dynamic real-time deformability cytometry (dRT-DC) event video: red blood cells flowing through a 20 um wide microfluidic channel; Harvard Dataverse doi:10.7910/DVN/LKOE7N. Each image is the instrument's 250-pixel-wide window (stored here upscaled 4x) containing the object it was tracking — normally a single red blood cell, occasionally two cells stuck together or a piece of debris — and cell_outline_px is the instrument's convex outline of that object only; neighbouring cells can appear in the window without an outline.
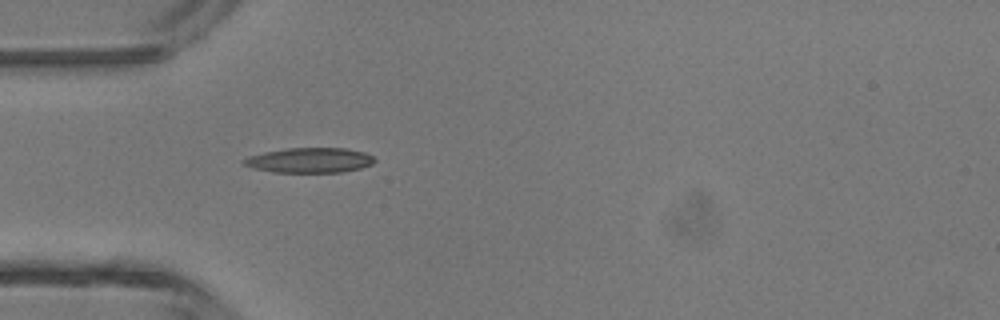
{"species": "common noctule bat (a hibernating species)", "species_latin": "Nyctalus noctula", "temperature_condition": "room temperature", "stored_images_in_passage": 1, "camera_frame_rate_fps": 3000, "um_per_image_px": 0.085, "animal": {"sex": "male", "body_mass_g": 13.3}, "frame": {"image": 1, "passage_image": 1, "time_ms": 0.0, "image_size_px": [1000, 320], "cell_outline_px": [[376, 160], [372, 164], [360, 168], [344, 172], [272, 172], [252, 168], [240, 164], [240, 160], [248, 156], [264, 152], [288, 148], [344, 148], [364, 152], [372, 156]], "centroid_in_image_um": [26.26, 13.62], "position_along_channel_um": 58.7, "area_um2": 19.19}}